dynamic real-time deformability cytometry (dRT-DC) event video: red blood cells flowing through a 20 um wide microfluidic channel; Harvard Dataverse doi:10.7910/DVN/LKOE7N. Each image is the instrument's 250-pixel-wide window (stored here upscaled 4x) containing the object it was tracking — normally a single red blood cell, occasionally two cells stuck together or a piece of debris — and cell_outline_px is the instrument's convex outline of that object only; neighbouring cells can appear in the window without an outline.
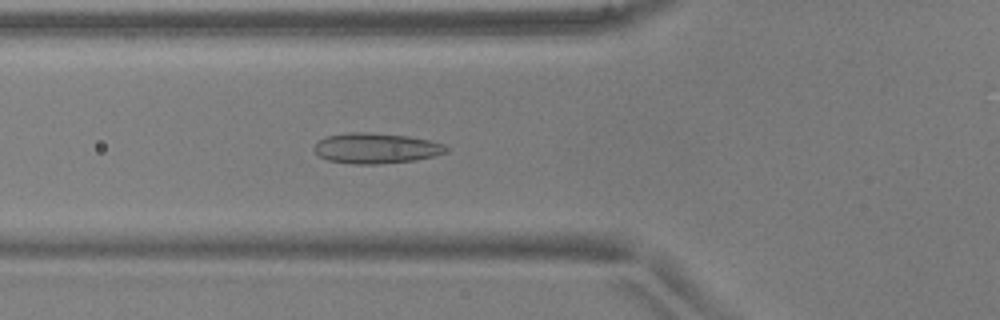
{"species": "common noctule bat (a hibernating species)", "species_latin": "Nyctalus noctula", "temperature_condition": "warm", "stored_images_in_passage": 51, "camera_frame_rate_fps": 3000, "um_per_image_px": 0.085, "animal": {"sex": "male", "body_mass_g": 17.9, "forearm_length_mm": 54.2}, "frame": {"image": 1, "passage_image": 18, "time_ms": 5.667, "image_size_px": [1000, 320], "cell_outline_px": [[448, 152], [416, 160], [380, 164], [352, 164], [328, 160], [320, 156], [312, 148], [320, 140], [328, 136], [348, 132], [368, 132], [408, 136], [428, 140], [444, 144], [448, 148]], "centroid_in_image_um": [31.97, 12.6], "position_along_channel_um": 93.8, "area_um2": 23.35}}
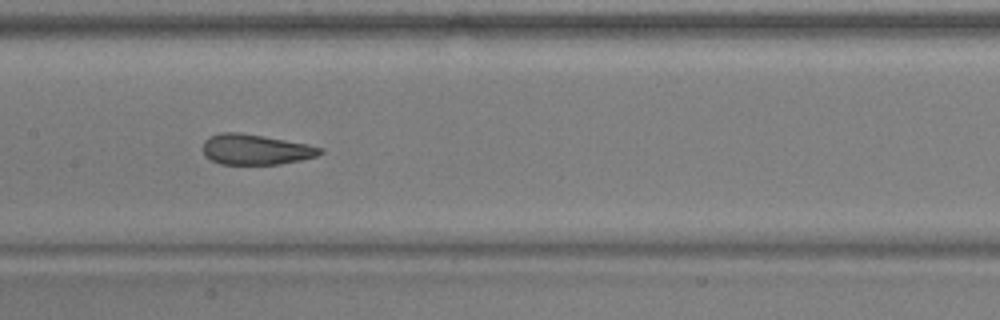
{"frame": {"image": 2, "passage_image": 25, "time_ms": 8.0, "image_size_px": [1000, 320], "cell_outline_px": [[324, 152], [316, 156], [300, 160], [280, 164], [220, 164], [204, 156], [204, 140], [220, 132], [240, 132], [264, 136], [308, 144], [324, 148]], "centroid_in_image_um": [21.75, 12.7], "position_along_channel_um": 185.7, "area_um2": 20.75}}
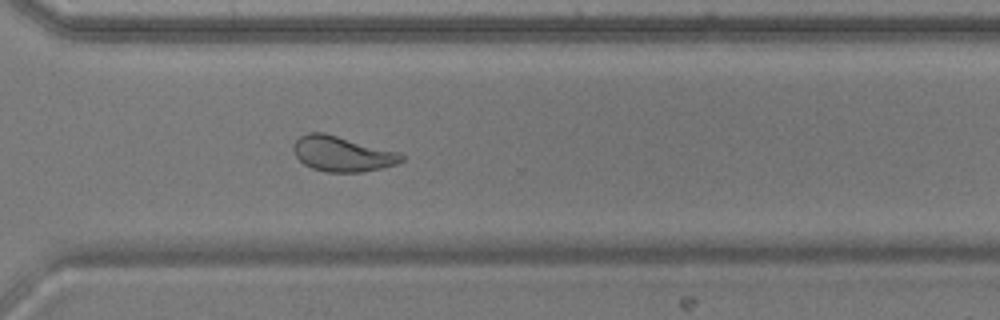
{"frame": {"image": 3, "passage_image": 37, "time_ms": 12.0, "image_size_px": [1000, 320], "cell_outline_px": [[404, 160], [396, 164], [384, 168], [360, 172], [324, 172], [312, 168], [304, 164], [296, 156], [292, 148], [296, 140], [300, 136], [308, 132], [324, 132], [400, 152], [404, 156]], "centroid_in_image_um": [29.1, 13.07], "position_along_channel_um": 341.5, "area_um2": 22.37}, "authors_computed_cell_mechanics": {"area_um2": 23.1778, "velocity_mm_per_s": 3.9072, "shape_relaxation_time_tau1_ms": 7.7205, "shape_relaxation_time_tau2_ms": 0.8945, "deformation_change_tau1": 0.1679, "deformation_change_tau2": 0.0804}}